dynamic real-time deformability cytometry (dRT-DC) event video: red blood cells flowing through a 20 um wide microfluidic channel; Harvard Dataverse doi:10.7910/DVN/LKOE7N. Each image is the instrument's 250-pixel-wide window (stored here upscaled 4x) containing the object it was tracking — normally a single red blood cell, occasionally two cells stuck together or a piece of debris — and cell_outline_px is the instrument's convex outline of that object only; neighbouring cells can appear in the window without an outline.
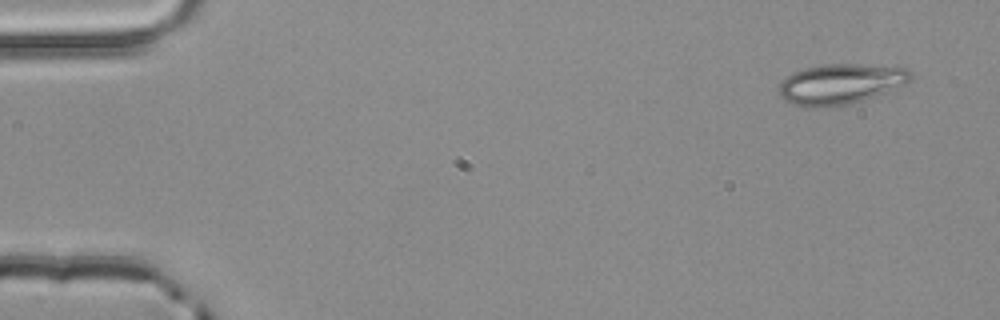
{"species": "common noctule bat (a hibernating species)", "species_latin": "Nyctalus noctula", "temperature_condition": "room temperature", "stored_images_in_passage": 5, "camera_frame_rate_fps": 3000, "um_per_image_px": 0.085, "animal": {"sex": "male", "body_mass_g": 20.4}, "frame": {"image": 1, "passage_image": 1, "time_ms": 0.0, "image_size_px": [1000, 320], "cell_outline_px": [[912, 76], [904, 84], [888, 92], [848, 104], [816, 108], [812, 108], [792, 104], [784, 100], [780, 96], [780, 84], [792, 72], [804, 68], [824, 64], [860, 64], [904, 68], [912, 72]], "centroid_in_image_um": [71.42, 7.14], "position_along_channel_um": 13.6, "area_um2": 30.75}}
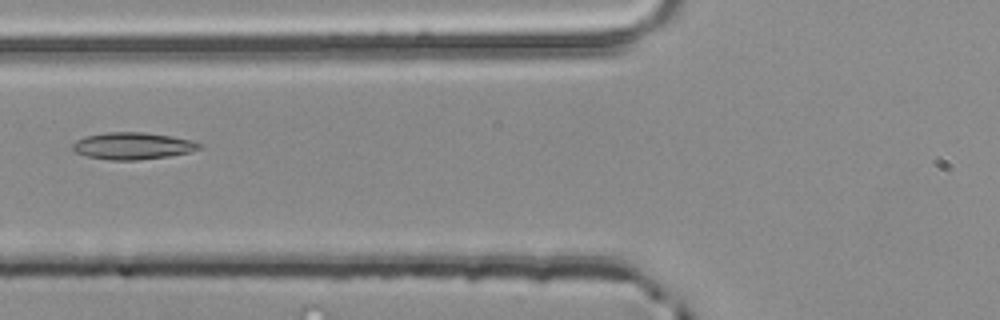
{"frame": {"image": 2, "passage_image": 5, "time_ms": 1.333, "image_size_px": [1000, 320], "cell_outline_px": [[204, 148], [192, 152], [168, 156], [136, 160], [108, 160], [88, 156], [76, 152], [72, 148], [72, 144], [76, 140], [84, 136], [108, 132], [144, 132], [172, 136], [192, 140], [204, 144]], "centroid_in_image_um": [11.34, 12.39], "position_along_channel_um": 114.5, "area_um2": 20.11}}